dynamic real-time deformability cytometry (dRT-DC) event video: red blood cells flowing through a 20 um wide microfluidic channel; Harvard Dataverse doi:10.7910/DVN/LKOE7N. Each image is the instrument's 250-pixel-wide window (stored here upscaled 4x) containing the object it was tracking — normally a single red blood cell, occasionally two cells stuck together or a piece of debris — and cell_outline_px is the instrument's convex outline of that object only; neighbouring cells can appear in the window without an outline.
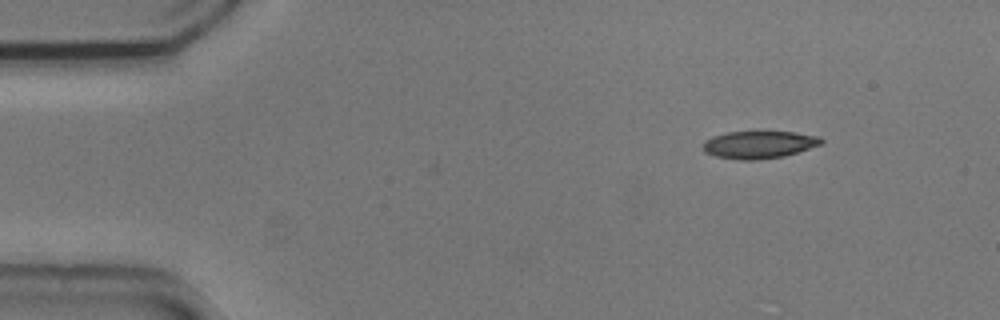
{"species": "common noctule bat (a hibernating species)", "species_latin": "Nyctalus noctula", "temperature_condition": "cold", "stored_images_in_passage": 44, "camera_frame_rate_fps": 3000, "um_per_image_px": 0.085, "animal": {"sex": "male", "body_mass_g": 20.5, "forearm_length_mm": 52.5}, "frame": {"image": 1, "passage_image": 1, "time_ms": 0.0, "image_size_px": [1000, 320], "cell_outline_px": [[824, 144], [784, 156], [760, 160], [740, 160], [716, 156], [704, 152], [704, 140], [712, 136], [728, 132], [792, 132], [820, 136], [824, 140]], "centroid_in_image_um": [64.55, 12.3], "position_along_channel_um": 20.5, "area_um2": 19.02}}
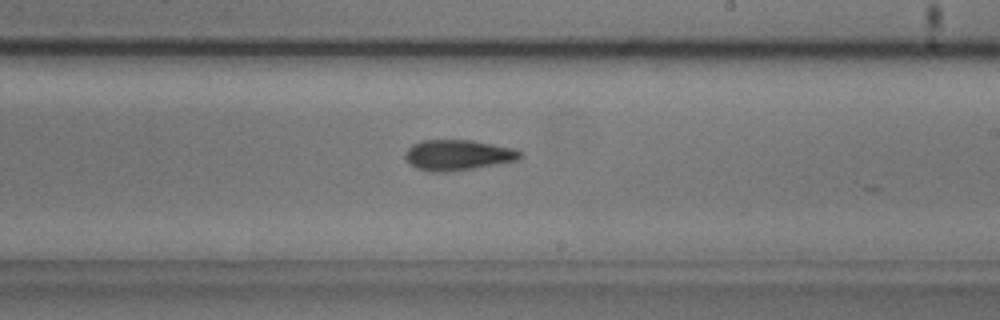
{"frame": {"image": 2, "passage_image": 26, "time_ms": 8.333, "image_size_px": [1000, 320], "cell_outline_px": [[524, 156], [520, 160], [472, 168], [444, 172], [432, 172], [416, 168], [404, 156], [408, 148], [412, 144], [424, 140], [472, 140], [516, 148], [524, 152]], "centroid_in_image_um": [39.0, 13.17], "position_along_channel_um": 250.0, "area_um2": 20.52}}
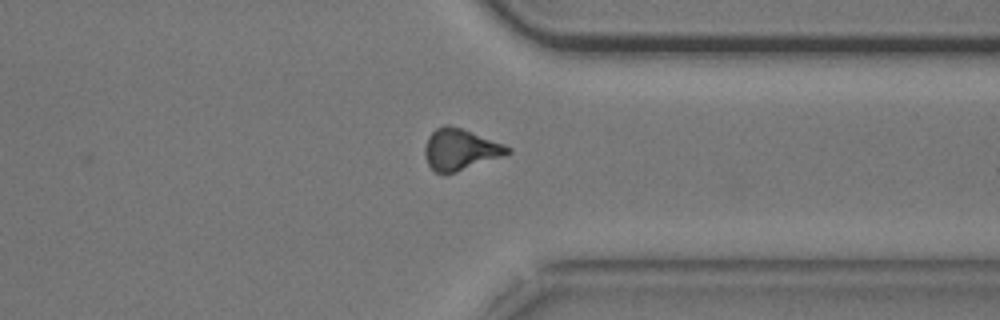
{"frame": {"image": 3, "passage_image": 36, "time_ms": 11.667, "image_size_px": [1000, 320], "cell_outline_px": [[512, 152], [456, 172], [436, 172], [428, 164], [424, 152], [424, 148], [428, 136], [436, 128], [444, 124], [448, 124], [460, 128], [504, 144], [512, 148]], "centroid_in_image_um": [39.1, 12.68], "position_along_channel_um": 372.3, "area_um2": 19.48}, "authors_computed_cell_mechanics": {"area_um2": 19.8543, "velocity_mm_per_s": 3.7286, "shape_relaxation_time_tau1_ms": 4.9097, "shape_relaxation_time_tau2_ms": 6.1047, "deformation_change_tau1": 0.129, "deformation_change_tau2": 0.1523}}